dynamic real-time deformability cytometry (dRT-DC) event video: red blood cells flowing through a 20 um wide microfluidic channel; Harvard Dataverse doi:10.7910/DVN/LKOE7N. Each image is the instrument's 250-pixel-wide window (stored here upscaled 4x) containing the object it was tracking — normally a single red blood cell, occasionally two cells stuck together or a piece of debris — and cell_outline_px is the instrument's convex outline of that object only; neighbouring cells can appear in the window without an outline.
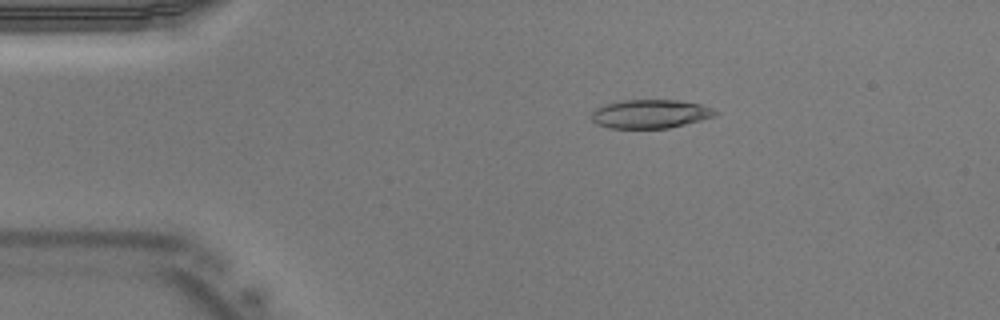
{"species": "Egyptian fruit bat (a non-hibernating species)", "species_latin": "Rousettus aegyptiacus", "temperature_condition": "warm", "stored_images_in_passage": 39, "camera_frame_rate_fps": 3000, "um_per_image_px": 0.085, "animal": {"sex": "male"}, "frame": {"image": 1, "passage_image": 6, "time_ms": 1.667, "image_size_px": [1000, 320], "cell_outline_px": [[716, 116], [668, 128], [608, 128], [596, 124], [592, 120], [592, 112], [596, 108], [604, 104], [624, 100], [676, 100], [700, 104], [712, 108], [716, 112]], "centroid_in_image_um": [55.24, 9.68], "position_along_channel_um": 29.8, "area_um2": 20.58}}
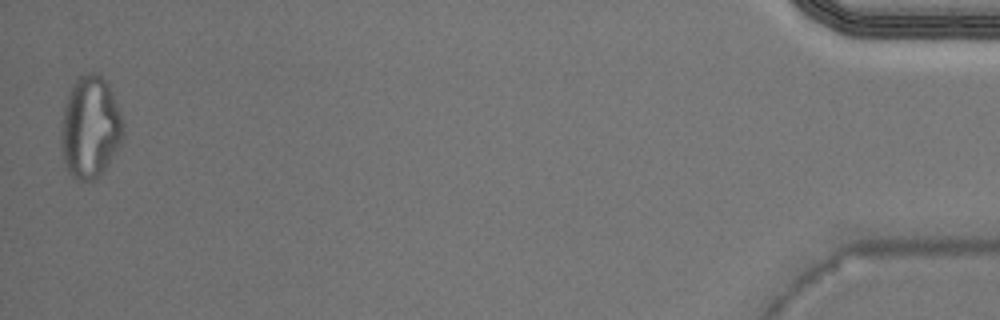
{"frame": {"image": 2, "passage_image": 39, "time_ms": 12.667, "image_size_px": [1000, 320], "cell_outline_px": [[124, 140], [104, 168], [92, 180], [76, 180], [68, 172], [64, 160], [60, 140], [60, 128], [64, 108], [72, 84], [76, 76], [92, 72], [100, 76], [104, 80], [112, 92], [124, 124]], "centroid_in_image_um": [7.66, 10.81], "position_along_channel_um": 427.5, "area_um2": 36.76}}